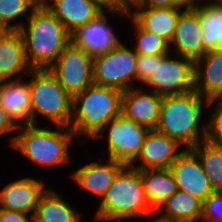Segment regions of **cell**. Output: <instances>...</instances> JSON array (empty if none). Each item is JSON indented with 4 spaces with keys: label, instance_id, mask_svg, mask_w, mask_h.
<instances>
[{
    "label": "cell",
    "instance_id": "cell-1",
    "mask_svg": "<svg viewBox=\"0 0 222 222\" xmlns=\"http://www.w3.org/2000/svg\"><path fill=\"white\" fill-rule=\"evenodd\" d=\"M208 102L195 90L183 95L163 96L155 130L177 140L185 149L195 147L206 140L207 122L201 120Z\"/></svg>",
    "mask_w": 222,
    "mask_h": 222
},
{
    "label": "cell",
    "instance_id": "cell-2",
    "mask_svg": "<svg viewBox=\"0 0 222 222\" xmlns=\"http://www.w3.org/2000/svg\"><path fill=\"white\" fill-rule=\"evenodd\" d=\"M26 21L20 32L25 41L29 65L33 70L49 69L71 42V35L42 2Z\"/></svg>",
    "mask_w": 222,
    "mask_h": 222
},
{
    "label": "cell",
    "instance_id": "cell-3",
    "mask_svg": "<svg viewBox=\"0 0 222 222\" xmlns=\"http://www.w3.org/2000/svg\"><path fill=\"white\" fill-rule=\"evenodd\" d=\"M123 91L116 88L90 85L73 97L70 129L77 136L82 134L91 141L101 132L106 123L122 114Z\"/></svg>",
    "mask_w": 222,
    "mask_h": 222
},
{
    "label": "cell",
    "instance_id": "cell-4",
    "mask_svg": "<svg viewBox=\"0 0 222 222\" xmlns=\"http://www.w3.org/2000/svg\"><path fill=\"white\" fill-rule=\"evenodd\" d=\"M39 127L38 124L22 125L18 134L10 138L17 152L40 167L60 166L71 161L70 148L76 135L70 127Z\"/></svg>",
    "mask_w": 222,
    "mask_h": 222
},
{
    "label": "cell",
    "instance_id": "cell-5",
    "mask_svg": "<svg viewBox=\"0 0 222 222\" xmlns=\"http://www.w3.org/2000/svg\"><path fill=\"white\" fill-rule=\"evenodd\" d=\"M99 201L94 218L123 221L133 218L152 219V215H156L147 200L140 170L129 165L118 172Z\"/></svg>",
    "mask_w": 222,
    "mask_h": 222
},
{
    "label": "cell",
    "instance_id": "cell-6",
    "mask_svg": "<svg viewBox=\"0 0 222 222\" xmlns=\"http://www.w3.org/2000/svg\"><path fill=\"white\" fill-rule=\"evenodd\" d=\"M28 76L33 124H38L37 117L41 115L53 126L70 127L73 98L57 78L49 69L32 70Z\"/></svg>",
    "mask_w": 222,
    "mask_h": 222
},
{
    "label": "cell",
    "instance_id": "cell-7",
    "mask_svg": "<svg viewBox=\"0 0 222 222\" xmlns=\"http://www.w3.org/2000/svg\"><path fill=\"white\" fill-rule=\"evenodd\" d=\"M136 70L137 53L120 41L112 50L94 56L93 84L124 92L136 84Z\"/></svg>",
    "mask_w": 222,
    "mask_h": 222
},
{
    "label": "cell",
    "instance_id": "cell-8",
    "mask_svg": "<svg viewBox=\"0 0 222 222\" xmlns=\"http://www.w3.org/2000/svg\"><path fill=\"white\" fill-rule=\"evenodd\" d=\"M172 52L156 55V69L145 88L160 96L183 95L195 90V61Z\"/></svg>",
    "mask_w": 222,
    "mask_h": 222
},
{
    "label": "cell",
    "instance_id": "cell-9",
    "mask_svg": "<svg viewBox=\"0 0 222 222\" xmlns=\"http://www.w3.org/2000/svg\"><path fill=\"white\" fill-rule=\"evenodd\" d=\"M149 130L121 114L109 120L94 140L101 139V136L107 133L105 137L108 158L131 166L139 157Z\"/></svg>",
    "mask_w": 222,
    "mask_h": 222
},
{
    "label": "cell",
    "instance_id": "cell-10",
    "mask_svg": "<svg viewBox=\"0 0 222 222\" xmlns=\"http://www.w3.org/2000/svg\"><path fill=\"white\" fill-rule=\"evenodd\" d=\"M93 60L71 41L49 70L73 98L93 84Z\"/></svg>",
    "mask_w": 222,
    "mask_h": 222
},
{
    "label": "cell",
    "instance_id": "cell-11",
    "mask_svg": "<svg viewBox=\"0 0 222 222\" xmlns=\"http://www.w3.org/2000/svg\"><path fill=\"white\" fill-rule=\"evenodd\" d=\"M109 13V14H106ZM127 18V7L105 10L95 20L80 27L71 35V41L85 50L89 55L96 56L112 50L121 40L108 20V15ZM117 14V15H116ZM122 16V17H121Z\"/></svg>",
    "mask_w": 222,
    "mask_h": 222
},
{
    "label": "cell",
    "instance_id": "cell-12",
    "mask_svg": "<svg viewBox=\"0 0 222 222\" xmlns=\"http://www.w3.org/2000/svg\"><path fill=\"white\" fill-rule=\"evenodd\" d=\"M181 146L177 140L155 129H150L145 136L139 157L131 166L139 170L170 169L186 150Z\"/></svg>",
    "mask_w": 222,
    "mask_h": 222
},
{
    "label": "cell",
    "instance_id": "cell-13",
    "mask_svg": "<svg viewBox=\"0 0 222 222\" xmlns=\"http://www.w3.org/2000/svg\"><path fill=\"white\" fill-rule=\"evenodd\" d=\"M169 49L173 54L188 57L194 61L207 52L203 43V28L199 13L191 5L179 15Z\"/></svg>",
    "mask_w": 222,
    "mask_h": 222
},
{
    "label": "cell",
    "instance_id": "cell-14",
    "mask_svg": "<svg viewBox=\"0 0 222 222\" xmlns=\"http://www.w3.org/2000/svg\"><path fill=\"white\" fill-rule=\"evenodd\" d=\"M178 190L205 201L213 192L212 185L203 170L198 156L186 149L170 167Z\"/></svg>",
    "mask_w": 222,
    "mask_h": 222
},
{
    "label": "cell",
    "instance_id": "cell-15",
    "mask_svg": "<svg viewBox=\"0 0 222 222\" xmlns=\"http://www.w3.org/2000/svg\"><path fill=\"white\" fill-rule=\"evenodd\" d=\"M43 180L24 177L0 188V208L23 212L34 217L41 195L46 191Z\"/></svg>",
    "mask_w": 222,
    "mask_h": 222
},
{
    "label": "cell",
    "instance_id": "cell-16",
    "mask_svg": "<svg viewBox=\"0 0 222 222\" xmlns=\"http://www.w3.org/2000/svg\"><path fill=\"white\" fill-rule=\"evenodd\" d=\"M163 97L154 91L144 90L141 86L124 91L122 114L137 124L155 129L161 111Z\"/></svg>",
    "mask_w": 222,
    "mask_h": 222
},
{
    "label": "cell",
    "instance_id": "cell-17",
    "mask_svg": "<svg viewBox=\"0 0 222 222\" xmlns=\"http://www.w3.org/2000/svg\"><path fill=\"white\" fill-rule=\"evenodd\" d=\"M32 70L22 33L7 30L0 33V82L21 79Z\"/></svg>",
    "mask_w": 222,
    "mask_h": 222
},
{
    "label": "cell",
    "instance_id": "cell-18",
    "mask_svg": "<svg viewBox=\"0 0 222 222\" xmlns=\"http://www.w3.org/2000/svg\"><path fill=\"white\" fill-rule=\"evenodd\" d=\"M108 159L107 163L91 161L77 170L71 171V178L81 191H89L101 200L112 185L118 172L125 166L123 163Z\"/></svg>",
    "mask_w": 222,
    "mask_h": 222
},
{
    "label": "cell",
    "instance_id": "cell-19",
    "mask_svg": "<svg viewBox=\"0 0 222 222\" xmlns=\"http://www.w3.org/2000/svg\"><path fill=\"white\" fill-rule=\"evenodd\" d=\"M41 2L61 21L70 35L105 11L92 0H41Z\"/></svg>",
    "mask_w": 222,
    "mask_h": 222
},
{
    "label": "cell",
    "instance_id": "cell-20",
    "mask_svg": "<svg viewBox=\"0 0 222 222\" xmlns=\"http://www.w3.org/2000/svg\"><path fill=\"white\" fill-rule=\"evenodd\" d=\"M27 80L0 82V105L18 126L33 124L30 82Z\"/></svg>",
    "mask_w": 222,
    "mask_h": 222
},
{
    "label": "cell",
    "instance_id": "cell-21",
    "mask_svg": "<svg viewBox=\"0 0 222 222\" xmlns=\"http://www.w3.org/2000/svg\"><path fill=\"white\" fill-rule=\"evenodd\" d=\"M187 7L153 8L127 7L128 13L145 29L157 34L170 44L179 15ZM134 9V10H133Z\"/></svg>",
    "mask_w": 222,
    "mask_h": 222
},
{
    "label": "cell",
    "instance_id": "cell-22",
    "mask_svg": "<svg viewBox=\"0 0 222 222\" xmlns=\"http://www.w3.org/2000/svg\"><path fill=\"white\" fill-rule=\"evenodd\" d=\"M195 91L208 100L222 96V48L195 61Z\"/></svg>",
    "mask_w": 222,
    "mask_h": 222
},
{
    "label": "cell",
    "instance_id": "cell-23",
    "mask_svg": "<svg viewBox=\"0 0 222 222\" xmlns=\"http://www.w3.org/2000/svg\"><path fill=\"white\" fill-rule=\"evenodd\" d=\"M202 206V200L178 190L157 209L156 213L163 212L158 217L166 222H201Z\"/></svg>",
    "mask_w": 222,
    "mask_h": 222
},
{
    "label": "cell",
    "instance_id": "cell-24",
    "mask_svg": "<svg viewBox=\"0 0 222 222\" xmlns=\"http://www.w3.org/2000/svg\"><path fill=\"white\" fill-rule=\"evenodd\" d=\"M82 215L55 189L47 187L41 195L33 222H81Z\"/></svg>",
    "mask_w": 222,
    "mask_h": 222
},
{
    "label": "cell",
    "instance_id": "cell-25",
    "mask_svg": "<svg viewBox=\"0 0 222 222\" xmlns=\"http://www.w3.org/2000/svg\"><path fill=\"white\" fill-rule=\"evenodd\" d=\"M140 176L147 200L155 212L178 191L175 177L170 169L140 170Z\"/></svg>",
    "mask_w": 222,
    "mask_h": 222
},
{
    "label": "cell",
    "instance_id": "cell-26",
    "mask_svg": "<svg viewBox=\"0 0 222 222\" xmlns=\"http://www.w3.org/2000/svg\"><path fill=\"white\" fill-rule=\"evenodd\" d=\"M191 6L199 13L203 28L205 49L222 48V7L212 6L204 2L193 3Z\"/></svg>",
    "mask_w": 222,
    "mask_h": 222
},
{
    "label": "cell",
    "instance_id": "cell-27",
    "mask_svg": "<svg viewBox=\"0 0 222 222\" xmlns=\"http://www.w3.org/2000/svg\"><path fill=\"white\" fill-rule=\"evenodd\" d=\"M191 150L198 156L214 191H222V145L201 141Z\"/></svg>",
    "mask_w": 222,
    "mask_h": 222
},
{
    "label": "cell",
    "instance_id": "cell-28",
    "mask_svg": "<svg viewBox=\"0 0 222 222\" xmlns=\"http://www.w3.org/2000/svg\"><path fill=\"white\" fill-rule=\"evenodd\" d=\"M40 2L41 0H0V27L4 31H20L25 21L18 22L17 19H28Z\"/></svg>",
    "mask_w": 222,
    "mask_h": 222
},
{
    "label": "cell",
    "instance_id": "cell-29",
    "mask_svg": "<svg viewBox=\"0 0 222 222\" xmlns=\"http://www.w3.org/2000/svg\"><path fill=\"white\" fill-rule=\"evenodd\" d=\"M128 20L133 24L136 43L133 44L134 51L139 55H166L170 52L169 44L157 34L145 30L129 13Z\"/></svg>",
    "mask_w": 222,
    "mask_h": 222
},
{
    "label": "cell",
    "instance_id": "cell-30",
    "mask_svg": "<svg viewBox=\"0 0 222 222\" xmlns=\"http://www.w3.org/2000/svg\"><path fill=\"white\" fill-rule=\"evenodd\" d=\"M207 109H211L212 112H210L208 118H206V140L222 145V96L210 99Z\"/></svg>",
    "mask_w": 222,
    "mask_h": 222
},
{
    "label": "cell",
    "instance_id": "cell-31",
    "mask_svg": "<svg viewBox=\"0 0 222 222\" xmlns=\"http://www.w3.org/2000/svg\"><path fill=\"white\" fill-rule=\"evenodd\" d=\"M201 222H222V191H214L203 201Z\"/></svg>",
    "mask_w": 222,
    "mask_h": 222
},
{
    "label": "cell",
    "instance_id": "cell-32",
    "mask_svg": "<svg viewBox=\"0 0 222 222\" xmlns=\"http://www.w3.org/2000/svg\"><path fill=\"white\" fill-rule=\"evenodd\" d=\"M156 69V55L147 56L137 54V82L144 85Z\"/></svg>",
    "mask_w": 222,
    "mask_h": 222
},
{
    "label": "cell",
    "instance_id": "cell-33",
    "mask_svg": "<svg viewBox=\"0 0 222 222\" xmlns=\"http://www.w3.org/2000/svg\"><path fill=\"white\" fill-rule=\"evenodd\" d=\"M189 5L187 0H133L127 7L170 8L188 7Z\"/></svg>",
    "mask_w": 222,
    "mask_h": 222
},
{
    "label": "cell",
    "instance_id": "cell-34",
    "mask_svg": "<svg viewBox=\"0 0 222 222\" xmlns=\"http://www.w3.org/2000/svg\"><path fill=\"white\" fill-rule=\"evenodd\" d=\"M19 126L0 105V138L18 131Z\"/></svg>",
    "mask_w": 222,
    "mask_h": 222
},
{
    "label": "cell",
    "instance_id": "cell-35",
    "mask_svg": "<svg viewBox=\"0 0 222 222\" xmlns=\"http://www.w3.org/2000/svg\"><path fill=\"white\" fill-rule=\"evenodd\" d=\"M0 222H33V217L23 212L0 208Z\"/></svg>",
    "mask_w": 222,
    "mask_h": 222
},
{
    "label": "cell",
    "instance_id": "cell-36",
    "mask_svg": "<svg viewBox=\"0 0 222 222\" xmlns=\"http://www.w3.org/2000/svg\"><path fill=\"white\" fill-rule=\"evenodd\" d=\"M92 1L97 2L104 10L127 7V5L122 0H92Z\"/></svg>",
    "mask_w": 222,
    "mask_h": 222
},
{
    "label": "cell",
    "instance_id": "cell-37",
    "mask_svg": "<svg viewBox=\"0 0 222 222\" xmlns=\"http://www.w3.org/2000/svg\"><path fill=\"white\" fill-rule=\"evenodd\" d=\"M206 4L212 5V6H222V0H205Z\"/></svg>",
    "mask_w": 222,
    "mask_h": 222
},
{
    "label": "cell",
    "instance_id": "cell-38",
    "mask_svg": "<svg viewBox=\"0 0 222 222\" xmlns=\"http://www.w3.org/2000/svg\"><path fill=\"white\" fill-rule=\"evenodd\" d=\"M95 222H122L121 220H107V219H100V218H94Z\"/></svg>",
    "mask_w": 222,
    "mask_h": 222
},
{
    "label": "cell",
    "instance_id": "cell-39",
    "mask_svg": "<svg viewBox=\"0 0 222 222\" xmlns=\"http://www.w3.org/2000/svg\"><path fill=\"white\" fill-rule=\"evenodd\" d=\"M149 222H166L165 220L163 219H160L158 216H156V218L152 219L151 221Z\"/></svg>",
    "mask_w": 222,
    "mask_h": 222
},
{
    "label": "cell",
    "instance_id": "cell-40",
    "mask_svg": "<svg viewBox=\"0 0 222 222\" xmlns=\"http://www.w3.org/2000/svg\"><path fill=\"white\" fill-rule=\"evenodd\" d=\"M189 4L198 3V2H205V0H187Z\"/></svg>",
    "mask_w": 222,
    "mask_h": 222
},
{
    "label": "cell",
    "instance_id": "cell-41",
    "mask_svg": "<svg viewBox=\"0 0 222 222\" xmlns=\"http://www.w3.org/2000/svg\"><path fill=\"white\" fill-rule=\"evenodd\" d=\"M127 6L131 3V2H133V0H122Z\"/></svg>",
    "mask_w": 222,
    "mask_h": 222
}]
</instances>
